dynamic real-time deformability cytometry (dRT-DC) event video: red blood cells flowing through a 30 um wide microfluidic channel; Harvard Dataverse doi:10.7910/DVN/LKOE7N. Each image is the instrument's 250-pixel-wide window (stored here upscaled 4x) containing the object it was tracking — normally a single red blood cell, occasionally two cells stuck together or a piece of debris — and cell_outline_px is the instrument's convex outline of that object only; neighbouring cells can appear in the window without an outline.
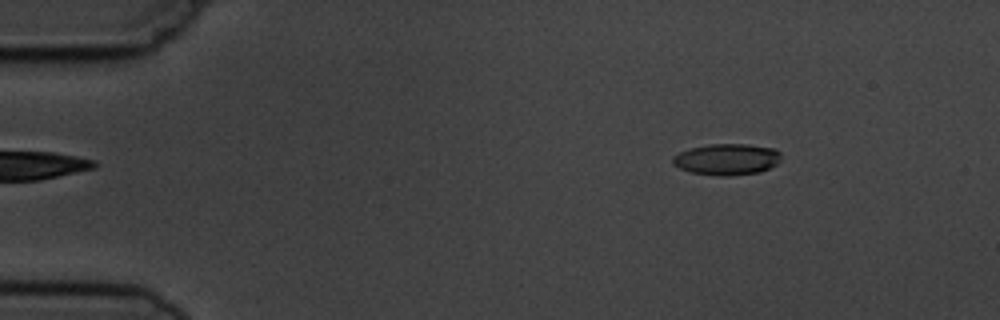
{"species": "common noctule bat (a hibernating species)", "species_latin": "Nyctalus noctula", "temperature_condition": "cold", "stored_images_in_passage": 4, "camera_frame_rate_fps": 3000, "um_per_image_px": 0.085, "animal": {"sex": "male", "body_mass_g": 19.5, "forearm_length_mm": 54.6}, "frame": {"image": 1, "passage_image": 1, "time_ms": 0.0, "image_size_px": [1000, 320], "cell_outline_px": [[780, 160], [776, 164], [760, 172], [728, 176], [720, 176], [692, 172], [680, 168], [672, 164], [672, 156], [688, 148], [708, 144], [748, 144], [776, 148], [780, 152]], "centroid_in_image_um": [61.78, 13.53], "position_along_channel_um": 23.2, "area_um2": 19.88}}
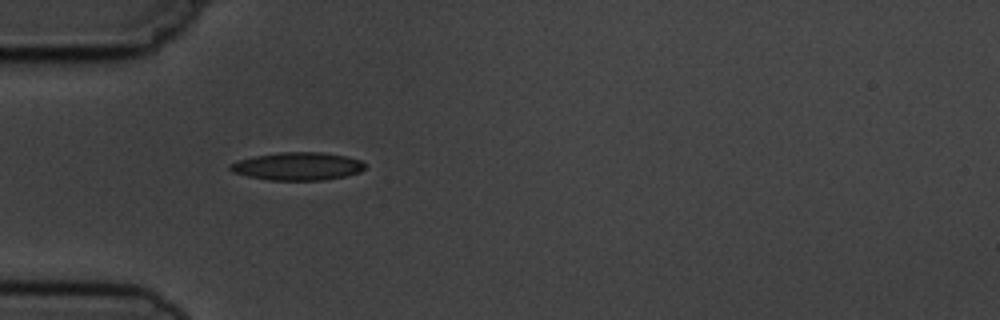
{"frame": {"image": 2, "passage_image": 3, "time_ms": 3.0, "image_size_px": [1000, 320], "cell_outline_px": [[364, 168], [360, 172], [344, 176], [320, 180], [268, 180], [248, 176], [232, 172], [228, 168], [228, 164], [240, 160], [256, 156], [280, 152], [324, 152], [344, 156], [360, 160], [364, 164]], "centroid_in_image_um": [25.26, 14.13], "position_along_channel_um": 59.7, "area_um2": 21.73}}
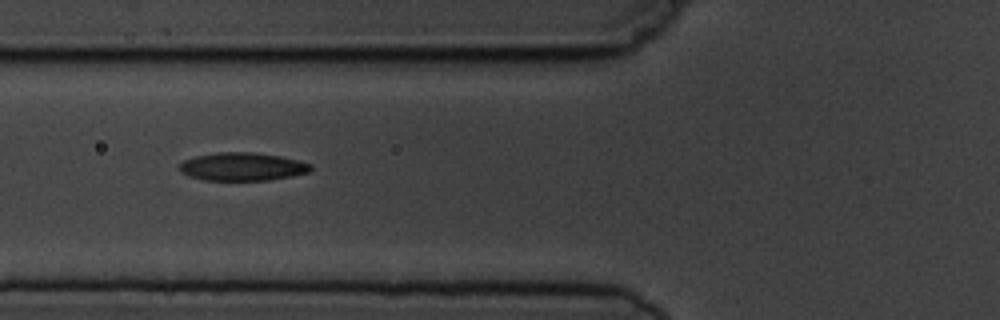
{"frame": {"image": 3, "passage_image": 4, "time_ms": 4.333, "image_size_px": [1000, 320], "cell_outline_px": [[312, 168], [308, 172], [292, 176], [268, 180], [204, 180], [188, 176], [180, 172], [176, 168], [184, 160], [196, 156], [220, 152], [252, 152], [280, 156], [312, 164]], "centroid_in_image_um": [20.56, 14.17], "position_along_channel_um": 105.2, "area_um2": 21.5}}